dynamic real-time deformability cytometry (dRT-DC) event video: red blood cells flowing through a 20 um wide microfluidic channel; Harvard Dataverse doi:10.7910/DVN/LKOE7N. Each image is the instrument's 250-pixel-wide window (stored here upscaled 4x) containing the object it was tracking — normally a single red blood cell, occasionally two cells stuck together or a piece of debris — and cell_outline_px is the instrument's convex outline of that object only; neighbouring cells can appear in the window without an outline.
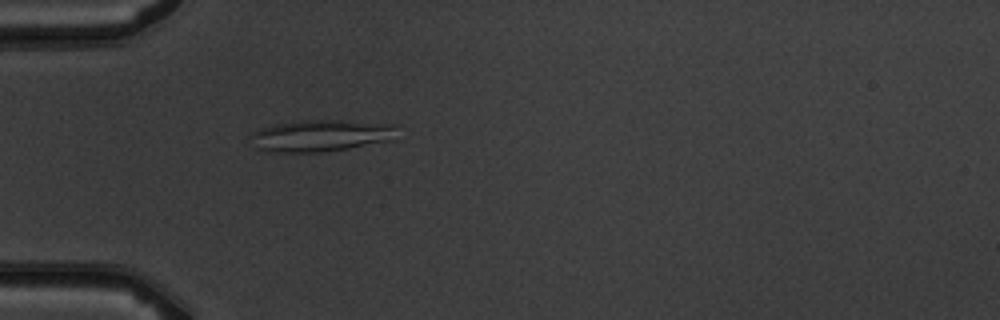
{"species": "common noctule bat (a hibernating species)", "species_latin": "Nyctalus noctula", "temperature_condition": "warm", "stored_images_in_passage": 1, "camera_frame_rate_fps": 3000, "um_per_image_px": 0.085, "animal": {"sex": "male", "body_mass_g": 19.5, "forearm_length_mm": 54.6}, "frame": {"image": 1, "passage_image": 1, "time_ms": 0.0, "image_size_px": [1000, 320], "cell_outline_px": [[396, 124], [392, 140], [348, 148], [324, 152], [268, 152], [256, 148], [248, 136], [252, 132], [260, 128], [276, 124], [304, 120], [340, 120]], "centroid_in_image_um": [27.21, 11.53], "position_along_channel_um": 57.8, "area_um2": 27.11}}